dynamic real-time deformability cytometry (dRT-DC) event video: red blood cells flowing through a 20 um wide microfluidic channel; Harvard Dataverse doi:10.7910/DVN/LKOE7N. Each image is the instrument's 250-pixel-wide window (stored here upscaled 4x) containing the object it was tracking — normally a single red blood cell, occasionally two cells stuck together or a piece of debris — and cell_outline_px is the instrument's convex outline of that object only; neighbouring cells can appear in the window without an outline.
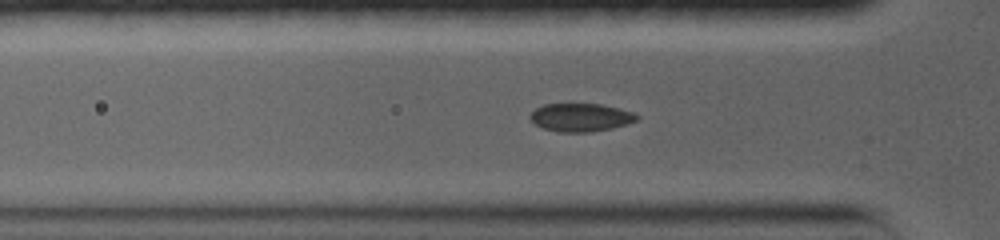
{"species": "common noctule bat (a hibernating species)", "species_latin": "Nyctalus noctula", "temperature_condition": "warm", "stored_images_in_passage": 10, "camera_frame_rate_fps": 5000, "um_per_image_px": 0.085, "animal": {"sex": "female", "body_mass_g": 19.0, "forearm_length_mm": 56.7}, "frame": {"image": 1, "passage_image": 6, "time_ms": 2.6, "image_size_px": [1000, 240], "cell_outline_px": [[640, 116], [636, 120], [612, 128], [592, 132], [560, 132], [544, 128], [536, 124], [528, 116], [536, 108], [544, 104], [600, 104], [632, 112]], "centroid_in_image_um": [49.34, 9.98], "position_along_channel_um": 76.5, "area_um2": 17.22}}
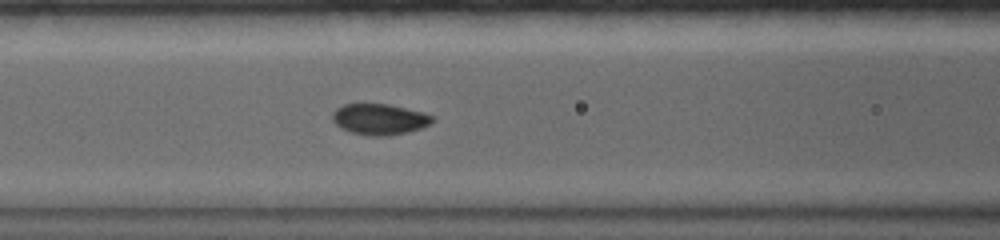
{"frame": {"image": 2, "passage_image": 9, "time_ms": 4.2, "image_size_px": [1000, 240], "cell_outline_px": [[436, 120], [432, 124], [408, 132], [388, 136], [368, 136], [348, 132], [340, 128], [332, 120], [332, 112], [336, 108], [344, 104], [388, 104], [424, 112], [432, 116]], "centroid_in_image_um": [32.26, 10.15], "position_along_channel_um": 134.3, "area_um2": 18.32}}